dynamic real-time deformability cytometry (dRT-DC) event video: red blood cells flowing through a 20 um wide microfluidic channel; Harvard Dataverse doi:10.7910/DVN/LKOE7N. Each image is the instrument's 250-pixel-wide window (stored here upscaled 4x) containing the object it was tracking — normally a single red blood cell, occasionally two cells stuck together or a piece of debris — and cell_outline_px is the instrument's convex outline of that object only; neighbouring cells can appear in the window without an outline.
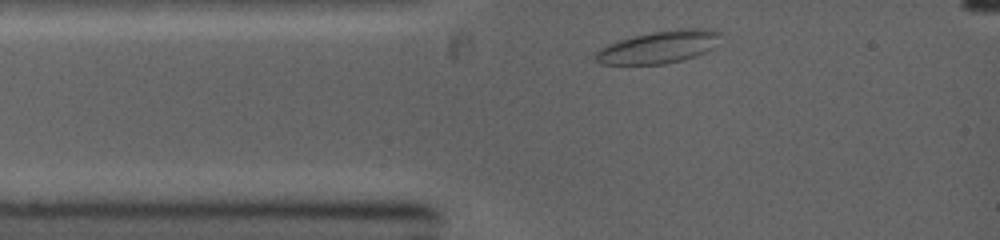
{"species": "common noctule bat (a hibernating species)", "species_latin": "Nyctalus noctula", "temperature_condition": "warm", "stored_images_in_passage": 6, "camera_frame_rate_fps": 5000, "um_per_image_px": 0.085, "animal": {"sex": "female", "body_mass_g": 19.0, "forearm_length_mm": 53.3}, "frame": {"image": 1, "passage_image": 1, "time_ms": 0.0, "image_size_px": [1000, 240], "cell_outline_px": [[720, 32], [712, 48], [696, 56], [664, 64], [600, 64], [592, 56], [600, 48], [608, 44], [632, 36], [652, 32], [680, 28], [708, 28]], "centroid_in_image_um": [55.95, 3.99], "position_along_channel_um": 29.1, "area_um2": 23.41}}